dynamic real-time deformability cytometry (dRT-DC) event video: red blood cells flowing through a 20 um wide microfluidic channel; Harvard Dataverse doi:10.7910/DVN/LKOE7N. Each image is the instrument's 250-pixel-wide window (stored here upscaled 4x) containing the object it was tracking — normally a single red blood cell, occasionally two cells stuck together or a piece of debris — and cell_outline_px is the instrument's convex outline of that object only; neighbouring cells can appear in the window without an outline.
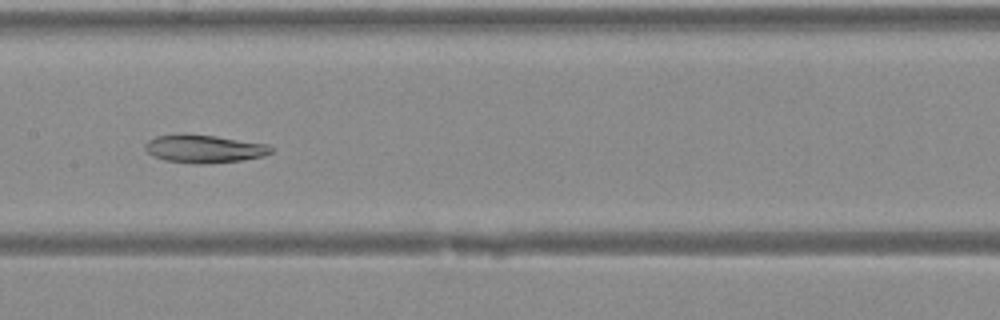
{"species": "Egyptian fruit bat (a non-hibernating species)", "species_latin": "Rousettus aegyptiacus", "temperature_condition": "warm", "stored_images_in_passage": 35, "camera_frame_rate_fps": 3000, "um_per_image_px": 0.085, "animal": {"sex": "female"}, "frame": {"image": 1, "passage_image": 22, "time_ms": 7.0, "image_size_px": [1000, 320], "cell_outline_px": [[272, 152], [264, 156], [240, 160], [200, 164], [196, 164], [164, 160], [152, 156], [144, 148], [144, 144], [148, 140], [156, 136], [176, 132], [184, 132], [216, 136], [268, 144], [272, 148]], "centroid_in_image_um": [17.28, 12.62], "position_along_channel_um": 190.1, "area_um2": 20.92}}
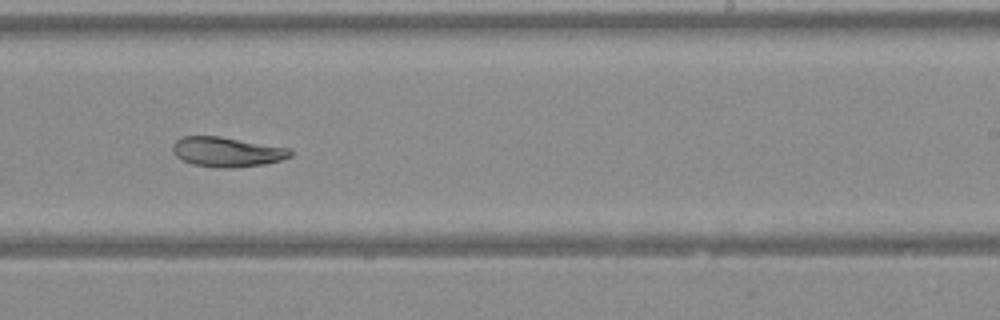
{"frame": {"image": 2, "passage_image": 27, "time_ms": 8.667, "image_size_px": [1000, 320], "cell_outline_px": [[292, 156], [280, 160], [264, 164], [236, 168], [220, 168], [192, 164], [176, 156], [172, 148], [172, 144], [176, 140], [184, 136], [220, 136], [292, 148]], "centroid_in_image_um": [19.32, 12.91], "position_along_channel_um": 269.7, "area_um2": 20.58}}
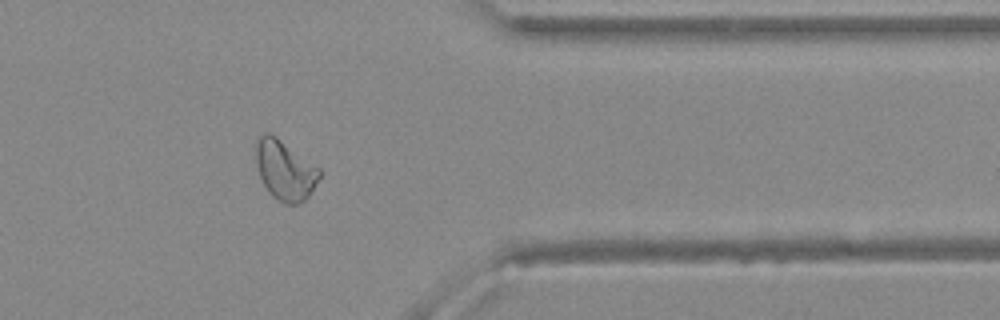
{"frame": {"image": 3, "passage_image": 35, "time_ms": 11.333, "image_size_px": [1000, 320], "cell_outline_px": [[320, 176], [308, 196], [300, 204], [284, 204], [272, 196], [268, 192], [260, 176], [256, 164], [256, 144], [260, 136], [264, 132], [268, 132], [276, 136], [320, 168]], "centroid_in_image_um": [24.21, 14.47], "position_along_channel_um": 387.2, "area_um2": 21.96}}